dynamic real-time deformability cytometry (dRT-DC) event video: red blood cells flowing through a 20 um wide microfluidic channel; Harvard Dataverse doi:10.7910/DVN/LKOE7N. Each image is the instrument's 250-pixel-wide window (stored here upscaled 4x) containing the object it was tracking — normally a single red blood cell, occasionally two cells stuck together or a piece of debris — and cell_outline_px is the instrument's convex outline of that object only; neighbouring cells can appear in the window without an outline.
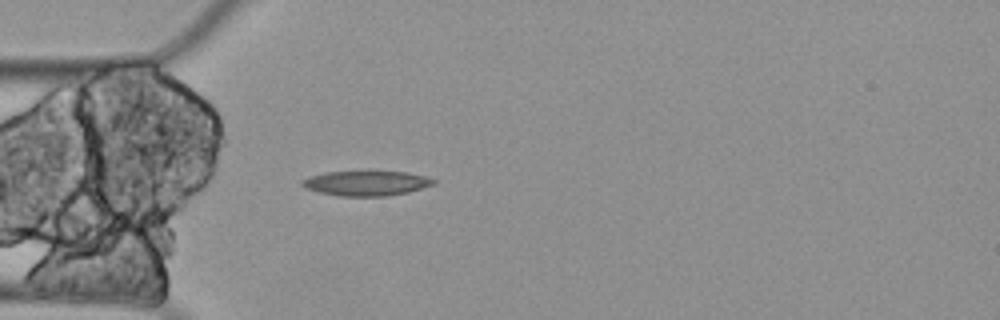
{"species": "Egyptian fruit bat (a non-hibernating species)", "species_latin": "Rousettus aegyptiacus", "temperature_condition": "cold", "stored_images_in_passage": 5, "camera_frame_rate_fps": 3000, "um_per_image_px": 0.085, "animal": {"sex": "female"}, "frame": {"image": 1, "passage_image": 5, "time_ms": 1.333, "image_size_px": [1000, 320], "cell_outline_px": [[436, 184], [408, 192], [388, 196], [340, 196], [320, 192], [304, 188], [300, 184], [300, 180], [308, 176], [324, 172], [408, 172], [424, 176], [436, 180]], "centroid_in_image_um": [31.1, 15.58], "position_along_channel_um": 53.9, "area_um2": 19.07}}